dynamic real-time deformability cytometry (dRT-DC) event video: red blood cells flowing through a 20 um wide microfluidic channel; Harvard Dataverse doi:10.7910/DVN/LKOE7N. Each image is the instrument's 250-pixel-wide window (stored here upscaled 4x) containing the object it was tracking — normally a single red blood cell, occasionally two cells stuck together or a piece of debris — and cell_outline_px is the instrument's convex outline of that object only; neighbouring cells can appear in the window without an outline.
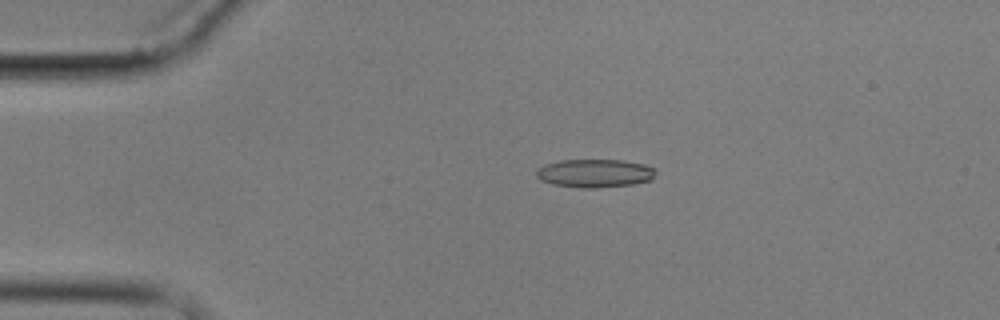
{"species": "common noctule bat (a hibernating species)", "species_latin": "Nyctalus noctula", "temperature_condition": "cold", "stored_images_in_passage": 3, "camera_frame_rate_fps": 3000, "um_per_image_px": 0.085, "animal": {"sex": "male", "body_mass_g": 17.9}, "frame": {"image": 1, "passage_image": 1, "time_ms": 0.0, "image_size_px": [1000, 320], "cell_outline_px": [[656, 172], [652, 180], [632, 184], [592, 188], [580, 188], [552, 184], [540, 180], [536, 176], [536, 168], [544, 164], [560, 160], [624, 160], [644, 164], [656, 168]], "centroid_in_image_um": [50.54, 14.72], "position_along_channel_um": 34.5, "area_um2": 19.88}}
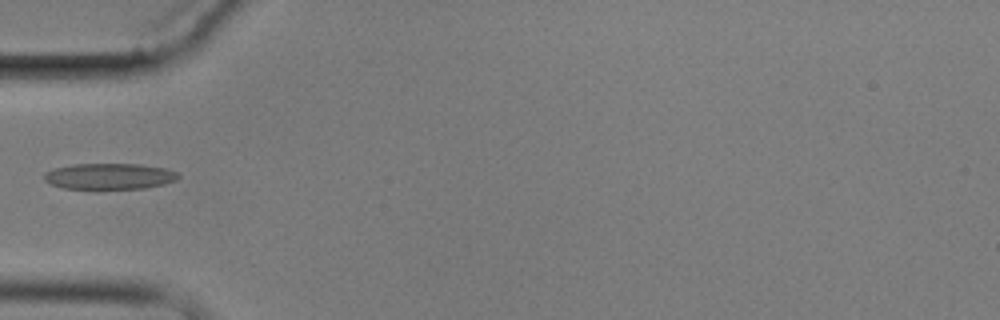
{"frame": {"image": 2, "passage_image": 3, "time_ms": 2.333, "image_size_px": [1000, 320], "cell_outline_px": [[180, 176], [176, 180], [164, 184], [144, 188], [64, 188], [52, 184], [44, 180], [44, 176], [48, 172], [56, 168], [72, 164], [140, 164], [164, 168], [176, 172]], "centroid_in_image_um": [9.33, 14.97], "position_along_channel_um": 75.7, "area_um2": 19.94}}